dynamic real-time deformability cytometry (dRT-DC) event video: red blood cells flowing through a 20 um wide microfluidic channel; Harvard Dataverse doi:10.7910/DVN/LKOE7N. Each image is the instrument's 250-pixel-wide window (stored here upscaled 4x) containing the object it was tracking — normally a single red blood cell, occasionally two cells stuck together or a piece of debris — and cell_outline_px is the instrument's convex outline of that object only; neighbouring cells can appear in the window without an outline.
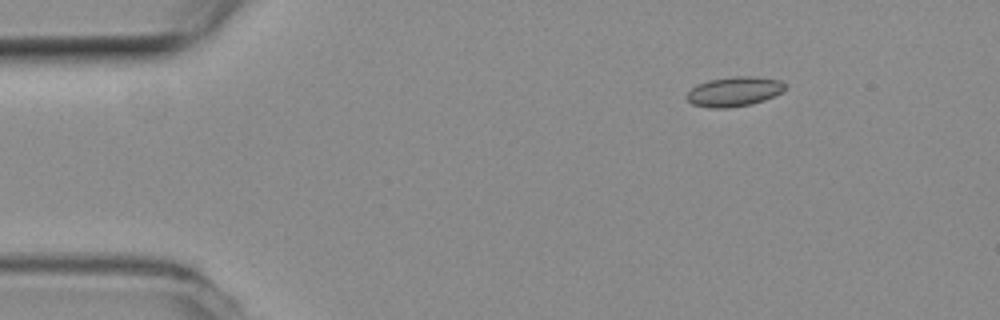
{"species": "common noctule bat (a hibernating species)", "species_latin": "Nyctalus noctula", "temperature_condition": "room temperature", "stored_images_in_passage": 4, "camera_frame_rate_fps": 3000, "um_per_image_px": 0.085, "animal": {"sex": "female", "body_mass_g": 19.3, "forearm_length_mm": 54.1}, "frame": {"image": 1, "passage_image": 2, "time_ms": 0.333, "image_size_px": [1000, 320], "cell_outline_px": [[788, 88], [764, 100], [752, 104], [728, 108], [708, 108], [692, 104], [684, 96], [696, 84], [708, 80], [736, 76], [756, 76], [780, 80]], "centroid_in_image_um": [62.38, 7.78], "position_along_channel_um": 22.6, "area_um2": 17.11}}